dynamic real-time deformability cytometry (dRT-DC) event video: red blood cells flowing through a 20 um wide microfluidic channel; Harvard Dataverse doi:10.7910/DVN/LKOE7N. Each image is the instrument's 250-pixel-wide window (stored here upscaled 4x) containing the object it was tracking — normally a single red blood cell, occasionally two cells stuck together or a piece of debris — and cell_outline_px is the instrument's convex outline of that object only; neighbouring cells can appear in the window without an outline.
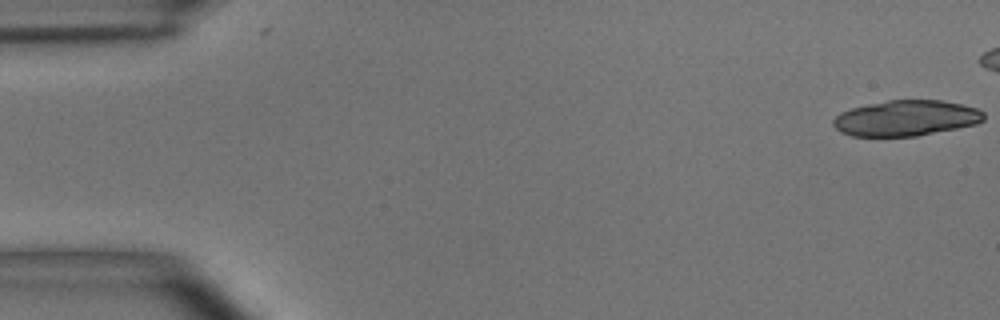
{"species": "common noctule bat (a hibernating species)", "species_latin": "Nyctalus noctula", "temperature_condition": "room temperature", "stored_images_in_passage": 18, "camera_frame_rate_fps": 3000, "um_per_image_px": 0.085, "animal": {"sex": "male", "body_mass_g": 15.6}, "frame": {"image": 1, "passage_image": 1, "time_ms": 0.0, "image_size_px": [1000, 320], "cell_outline_px": [[984, 120], [976, 124], [916, 136], [852, 136], [840, 132], [832, 124], [832, 120], [840, 112], [852, 108], [868, 104], [888, 100], [940, 100], [960, 104], [976, 108], [984, 112]], "centroid_in_image_um": [76.99, 10.04], "position_along_channel_um": 8.0, "area_um2": 31.15}}